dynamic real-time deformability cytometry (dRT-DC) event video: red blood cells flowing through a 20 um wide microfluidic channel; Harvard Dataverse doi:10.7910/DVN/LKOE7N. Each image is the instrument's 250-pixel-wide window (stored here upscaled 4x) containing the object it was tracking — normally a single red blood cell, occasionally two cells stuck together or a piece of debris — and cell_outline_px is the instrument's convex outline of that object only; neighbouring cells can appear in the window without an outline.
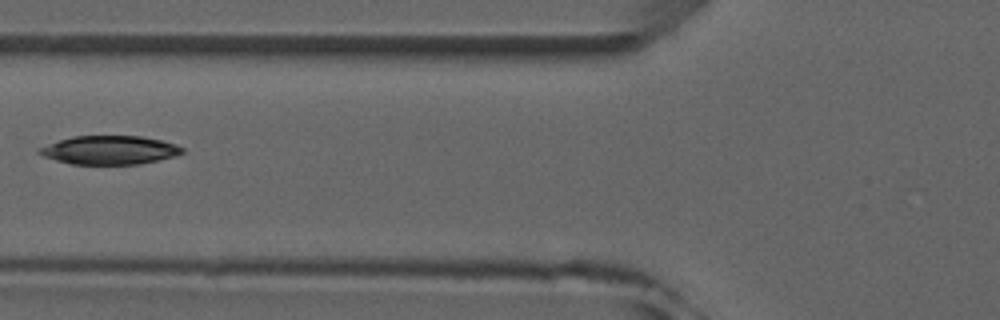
{"species": "common noctule bat (a hibernating species)", "species_latin": "Nyctalus noctula", "temperature_condition": "room temperature", "stored_images_in_passage": 4, "camera_frame_rate_fps": 3000, "um_per_image_px": 0.085, "animal": {"sex": "male", "forearm_length_mm": 52.5}, "frame": {"image": 1, "passage_image": 2, "time_ms": 1.333, "image_size_px": [1000, 320], "cell_outline_px": [[184, 152], [176, 156], [140, 164], [72, 164], [56, 160], [44, 156], [36, 152], [36, 148], [60, 140], [76, 136], [140, 136], [160, 140], [176, 144], [184, 148]], "centroid_in_image_um": [9.32, 12.76], "position_along_channel_um": 116.5, "area_um2": 23.81}}
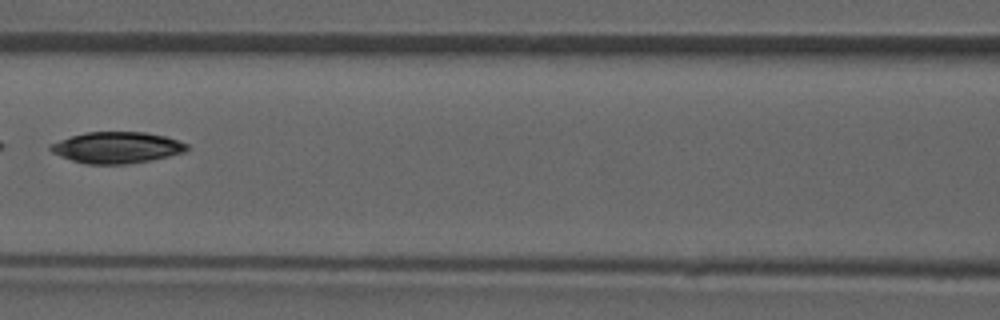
{"frame": {"image": 2, "passage_image": 3, "time_ms": 2.333, "image_size_px": [1000, 320], "cell_outline_px": [[188, 148], [184, 152], [168, 156], [128, 164], [88, 164], [72, 160], [60, 156], [52, 152], [48, 148], [48, 144], [84, 132], [144, 132], [164, 136], [188, 144]], "centroid_in_image_um": [9.89, 12.54], "position_along_channel_um": 156.7, "area_um2": 24.68}}